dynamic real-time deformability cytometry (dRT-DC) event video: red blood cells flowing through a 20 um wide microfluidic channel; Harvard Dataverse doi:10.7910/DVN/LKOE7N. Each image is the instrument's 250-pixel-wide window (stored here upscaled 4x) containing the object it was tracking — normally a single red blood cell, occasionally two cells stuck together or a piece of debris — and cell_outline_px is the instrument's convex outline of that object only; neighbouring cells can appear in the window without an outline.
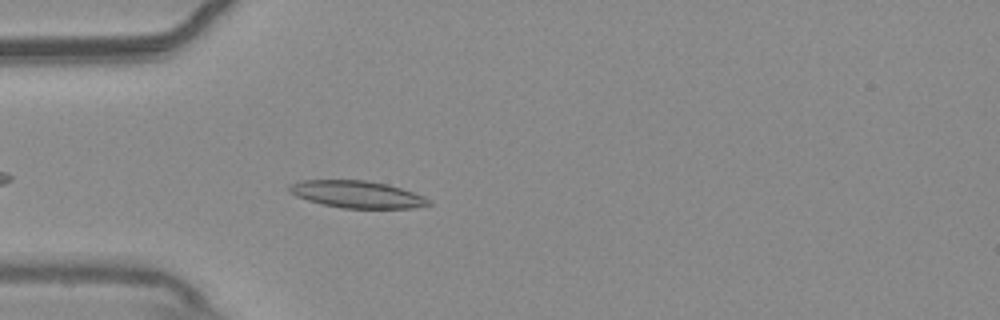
{"species": "common noctule bat (a hibernating species)", "species_latin": "Nyctalus noctula", "temperature_condition": "warm", "stored_images_in_passage": 20, "camera_frame_rate_fps": 3000, "um_per_image_px": 0.085, "animal": {"sex": "male", "body_mass_g": 20.4}, "frame": {"image": 1, "passage_image": 6, "time_ms": 1.667, "image_size_px": [1000, 320], "cell_outline_px": [[432, 204], [412, 208], [340, 208], [308, 200], [296, 196], [288, 192], [288, 184], [300, 180], [364, 180], [388, 184], [424, 196]], "centroid_in_image_um": [30.3, 16.51], "position_along_channel_um": 54.7, "area_um2": 21.96}}
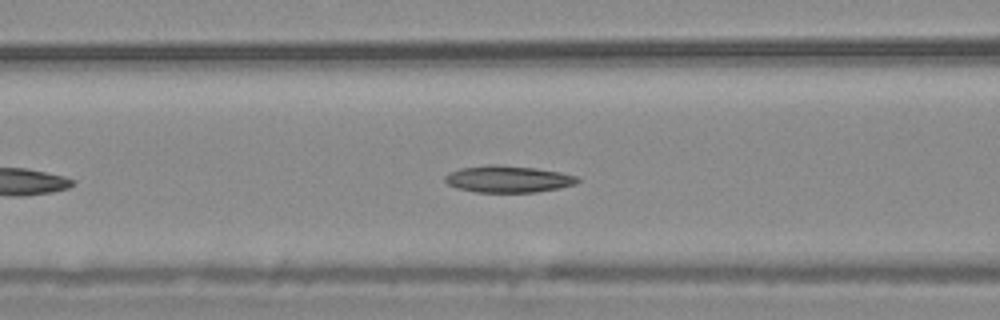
{"frame": {"image": 2, "passage_image": 12, "time_ms": 3.667, "image_size_px": [1000, 320], "cell_outline_px": [[580, 180], [576, 184], [560, 188], [536, 192], [476, 192], [456, 188], [448, 184], [444, 180], [444, 176], [448, 172], [460, 168], [488, 164], [500, 164], [536, 168], [560, 172], [580, 176]], "centroid_in_image_um": [43.19, 15.21], "position_along_channel_um": 123.4, "area_um2": 21.04}}
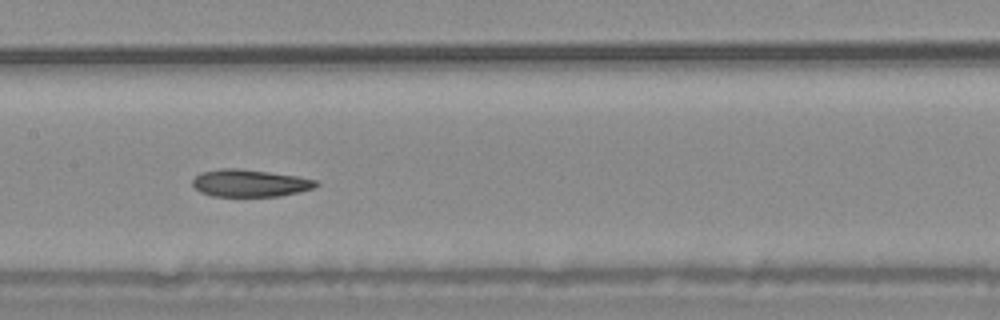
{"frame": {"image": 3, "passage_image": 17, "time_ms": 5.333, "image_size_px": [1000, 320], "cell_outline_px": [[320, 184], [312, 188], [280, 196], [212, 196], [200, 192], [192, 184], [192, 180], [200, 172], [220, 168], [236, 168], [268, 172], [296, 176], [316, 180]], "centroid_in_image_um": [21.19, 15.56], "position_along_channel_um": 186.2, "area_um2": 19.48}}